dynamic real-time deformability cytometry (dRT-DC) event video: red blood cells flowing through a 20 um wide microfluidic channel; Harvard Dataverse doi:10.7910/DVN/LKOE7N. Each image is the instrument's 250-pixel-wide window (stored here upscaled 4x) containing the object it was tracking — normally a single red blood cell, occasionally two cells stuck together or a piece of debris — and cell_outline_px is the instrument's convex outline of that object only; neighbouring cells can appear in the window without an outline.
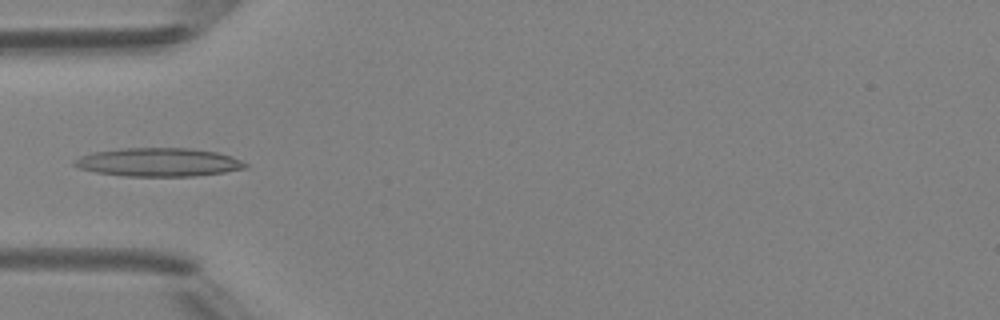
{"species": "Egyptian fruit bat (a non-hibernating species)", "species_latin": "Rousettus aegyptiacus", "temperature_condition": "room temperature", "stored_images_in_passage": 4, "camera_frame_rate_fps": 3000, "um_per_image_px": 0.085, "animal": {"sex": "female"}, "frame": {"image": 1, "passage_image": 3, "time_ms": 3.333, "image_size_px": [1000, 320], "cell_outline_px": [[248, 168], [224, 172], [192, 176], [124, 176], [96, 172], [80, 168], [72, 164], [72, 160], [80, 156], [92, 152], [120, 148], [188, 148], [216, 152], [232, 156], [248, 164]], "centroid_in_image_um": [13.45, 13.78], "position_along_channel_um": 71.5, "area_um2": 28.44}}
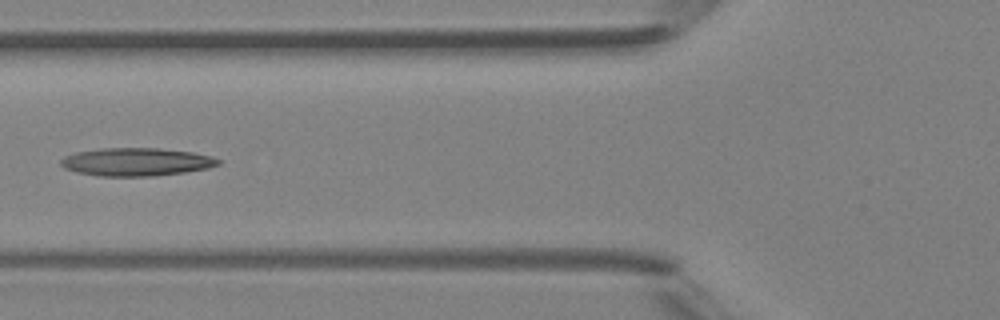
{"frame": {"image": 2, "passage_image": 4, "time_ms": 4.333, "image_size_px": [1000, 320], "cell_outline_px": [[220, 164], [208, 168], [184, 172], [156, 176], [96, 176], [76, 172], [64, 168], [60, 164], [60, 160], [64, 156], [76, 152], [100, 148], [160, 148], [192, 152], [212, 156], [220, 160]], "centroid_in_image_um": [11.57, 13.76], "position_along_channel_um": 114.2, "area_um2": 25.89}}